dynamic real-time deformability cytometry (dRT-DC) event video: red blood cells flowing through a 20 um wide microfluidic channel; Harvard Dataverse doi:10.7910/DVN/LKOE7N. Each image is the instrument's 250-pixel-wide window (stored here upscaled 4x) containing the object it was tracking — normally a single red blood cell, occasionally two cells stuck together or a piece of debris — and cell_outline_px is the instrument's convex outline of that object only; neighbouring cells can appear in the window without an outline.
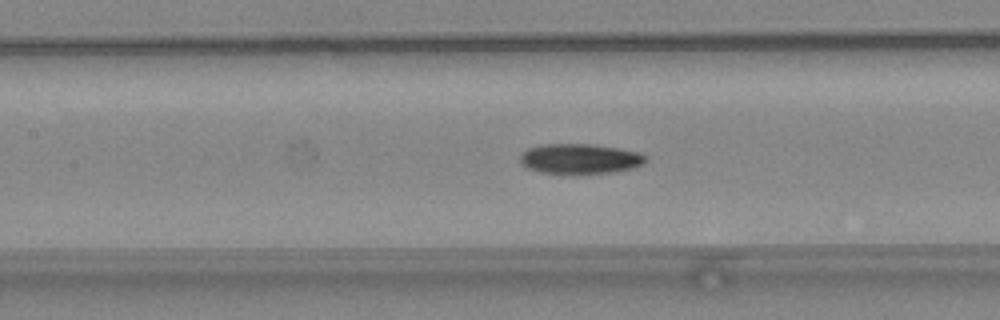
{"species": "common noctule bat (a hibernating species)", "species_latin": "Nyctalus noctula", "temperature_condition": "warm", "stored_images_in_passage": 36, "camera_frame_rate_fps": 3000, "um_per_image_px": 0.085, "animal": {"sex": "female", "body_mass_g": 24.6, "forearm_length_mm": 56.2}, "frame": {"image": 1, "passage_image": 14, "time_ms": 4.333, "image_size_px": [1000, 320], "cell_outline_px": [[648, 160], [644, 164], [632, 168], [616, 172], [576, 176], [572, 176], [540, 172], [528, 168], [520, 164], [520, 152], [528, 148], [540, 144], [596, 144], [620, 148], [640, 152], [648, 156]], "centroid_in_image_um": [49.31, 13.52], "position_along_channel_um": 158.1, "area_um2": 23.18}}
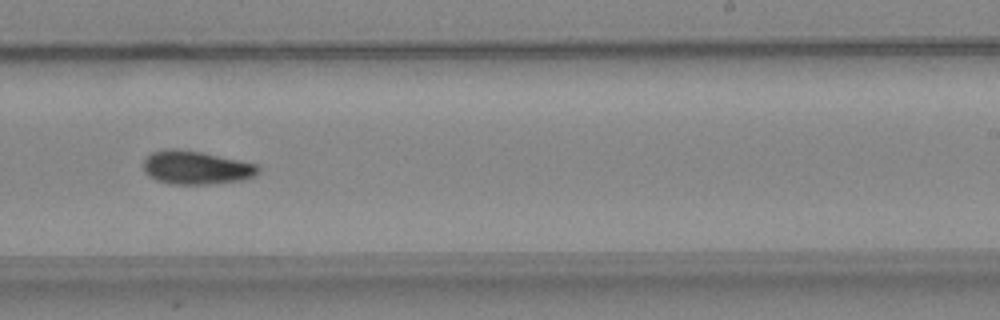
{"frame": {"image": 2, "passage_image": 22, "time_ms": 7.0, "image_size_px": [1000, 320], "cell_outline_px": [[260, 172], [256, 176], [244, 180], [208, 184], [168, 184], [156, 180], [148, 176], [144, 172], [144, 160], [152, 152], [164, 148], [176, 148], [200, 152], [256, 164], [260, 168]], "centroid_in_image_um": [16.65, 14.25], "position_along_channel_um": 272.3, "area_um2": 22.48}}
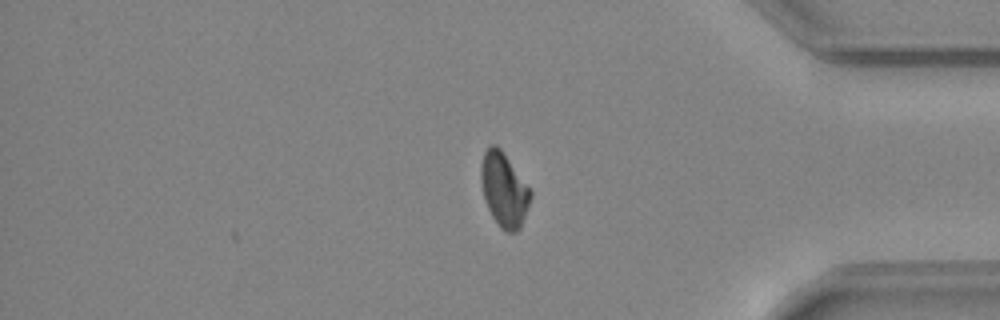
{"frame": {"image": 3, "passage_image": 32, "time_ms": 10.333, "image_size_px": [1000, 320], "cell_outline_px": [[532, 196], [520, 228], [516, 232], [508, 232], [500, 228], [492, 216], [488, 208], [484, 196], [480, 180], [480, 168], [484, 152], [492, 144], [496, 144], [504, 152], [532, 192]], "centroid_in_image_um": [42.83, 16.12], "position_along_channel_um": 392.4, "area_um2": 21.27}, "authors_computed_cell_mechanics": {"area_um2": 22.1663, "velocity_mm_per_s": 4.3028, "shape_relaxation_time_tau1_ms": 5.3795, "shape_relaxation_time_tau2_ms": null, "deformation_change_tau1": 0.1473, "deformation_change_tau2": null}}